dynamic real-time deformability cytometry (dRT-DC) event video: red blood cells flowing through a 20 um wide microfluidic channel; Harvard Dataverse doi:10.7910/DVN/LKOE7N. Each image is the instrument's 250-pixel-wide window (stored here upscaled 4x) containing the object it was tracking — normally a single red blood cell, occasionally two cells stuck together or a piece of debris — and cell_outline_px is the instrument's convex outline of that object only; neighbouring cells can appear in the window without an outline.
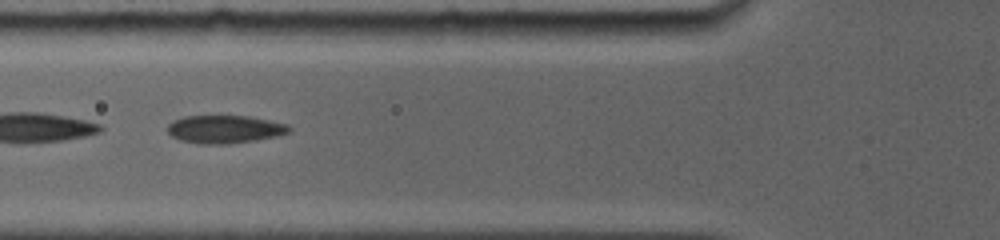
{"species": "common noctule bat (a hibernating species)", "species_latin": "Nyctalus noctula", "temperature_condition": "room temperature", "stored_images_in_passage": 21, "camera_frame_rate_fps": 5000, "um_per_image_px": 0.085, "animal": {"sex": "female", "body_mass_g": 19.0, "forearm_length_mm": 56.7}, "frame": {"image": 1, "passage_image": 4, "time_ms": 1.2, "image_size_px": [1000, 240], "cell_outline_px": [[292, 128], [288, 132], [276, 136], [256, 140], [228, 144], [196, 144], [180, 140], [172, 136], [168, 132], [168, 124], [172, 120], [184, 116], [248, 116], [288, 124]], "centroid_in_image_um": [19.07, 10.99], "position_along_channel_um": 106.7, "area_um2": 19.88}}
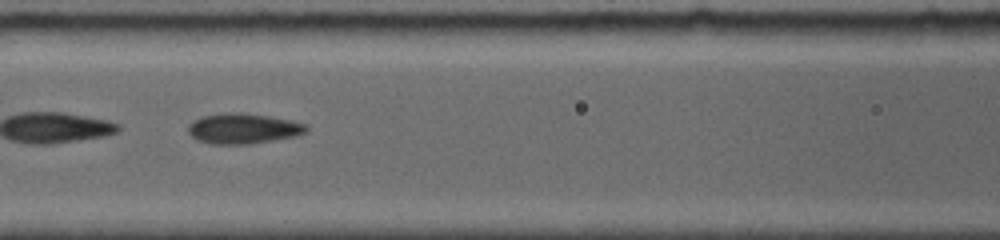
{"frame": {"image": 2, "passage_image": 7, "time_ms": 2.2, "image_size_px": [1000, 240], "cell_outline_px": [[308, 132], [296, 136], [248, 144], [212, 144], [196, 140], [188, 132], [188, 124], [192, 120], [200, 116], [224, 112], [240, 112], [268, 116], [308, 124]], "centroid_in_image_um": [20.64, 10.92], "position_along_channel_um": 146.0, "area_um2": 21.1}}
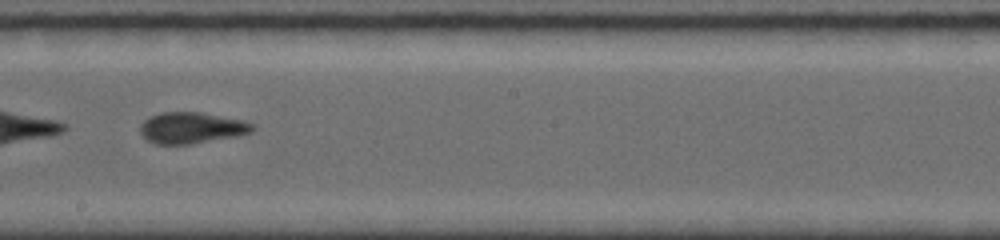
{"frame": {"image": 3, "passage_image": 12, "time_ms": 4.4, "image_size_px": [1000, 240], "cell_outline_px": [[256, 128], [252, 132], [240, 136], [192, 144], [156, 144], [148, 140], [140, 132], [140, 124], [144, 120], [160, 112], [200, 112], [244, 120], [256, 124]], "centroid_in_image_um": [16.35, 10.87], "position_along_channel_um": 231.8, "area_um2": 20.69}, "authors_computed_cell_mechanics": {"area_um2": 20.6346, "velocity_mm_per_s": 3.9212, "shape_relaxation_time_tau1_ms": 6.5023, "shape_relaxation_time_tau2_ms": 2.0692, "deformation_change_tau1": 0.15, "deformation_change_tau2": 0.0771}}